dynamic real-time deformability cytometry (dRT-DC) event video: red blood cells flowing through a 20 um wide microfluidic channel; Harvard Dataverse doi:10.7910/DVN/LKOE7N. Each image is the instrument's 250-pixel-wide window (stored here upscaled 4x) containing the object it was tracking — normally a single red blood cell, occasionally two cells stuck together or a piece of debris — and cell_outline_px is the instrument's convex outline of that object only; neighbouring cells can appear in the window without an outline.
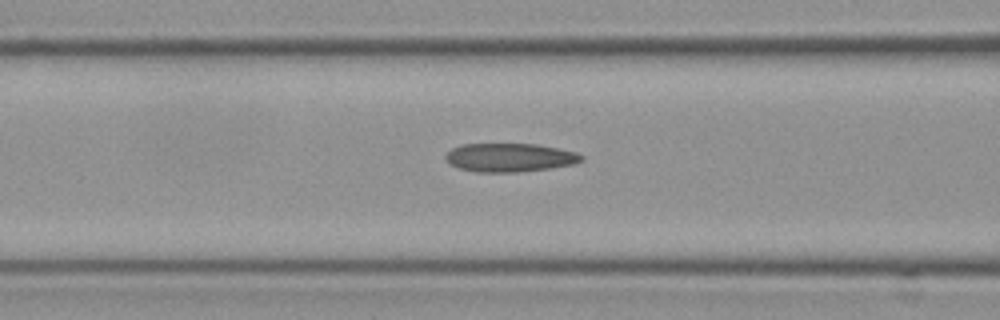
{"species": "Egyptian fruit bat (a non-hibernating species)", "species_latin": "Rousettus aegyptiacus", "temperature_condition": "cold", "stored_images_in_passage": 13, "camera_frame_rate_fps": 3000, "um_per_image_px": 0.085, "frame": {"image": 1, "passage_image": 11, "time_ms": 3.333, "image_size_px": [1000, 320], "cell_outline_px": [[584, 160], [572, 164], [548, 168], [516, 172], [476, 172], [460, 168], [444, 160], [444, 156], [452, 148], [460, 144], [536, 144], [576, 152], [584, 156]], "centroid_in_image_um": [43.3, 13.38], "position_along_channel_um": 123.3, "area_um2": 22.48}}